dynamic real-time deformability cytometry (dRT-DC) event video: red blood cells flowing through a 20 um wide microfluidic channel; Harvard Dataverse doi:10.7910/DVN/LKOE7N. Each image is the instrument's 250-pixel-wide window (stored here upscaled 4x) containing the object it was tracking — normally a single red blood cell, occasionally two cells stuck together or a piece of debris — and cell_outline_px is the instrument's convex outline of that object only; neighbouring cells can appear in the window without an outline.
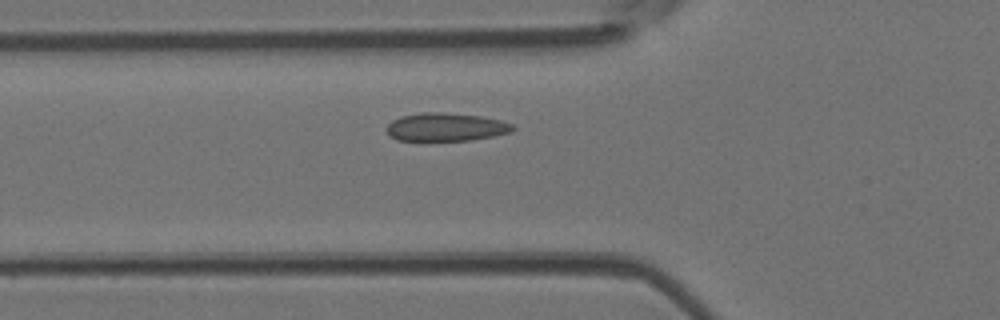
{"species": "Egyptian fruit bat (a non-hibernating species)", "species_latin": "Rousettus aegyptiacus", "temperature_condition": "room temperature", "stored_images_in_passage": 35, "camera_frame_rate_fps": 3000, "um_per_image_px": 0.085, "animal": {"sex": "female"}, "frame": {"image": 1, "passage_image": 5, "time_ms": 1.333, "image_size_px": [1000, 320], "cell_outline_px": [[516, 128], [512, 132], [472, 140], [396, 140], [388, 136], [388, 124], [392, 120], [400, 116], [420, 112], [440, 112], [480, 116], [500, 120], [512, 124]], "centroid_in_image_um": [37.89, 10.79], "position_along_channel_um": 87.9, "area_um2": 20.69}}
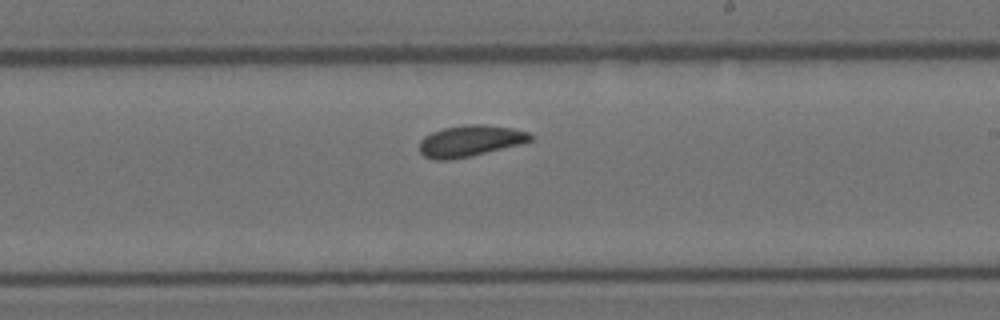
{"frame": {"image": 2, "passage_image": 17, "time_ms": 5.333, "image_size_px": [1000, 320], "cell_outline_px": [[532, 140], [520, 144], [472, 156], [448, 160], [436, 160], [424, 156], [420, 152], [420, 140], [424, 136], [432, 132], [444, 128], [464, 124], [484, 124], [512, 128], [528, 132], [532, 136]], "centroid_in_image_um": [39.94, 11.97], "position_along_channel_um": 249.1, "area_um2": 20.23}}
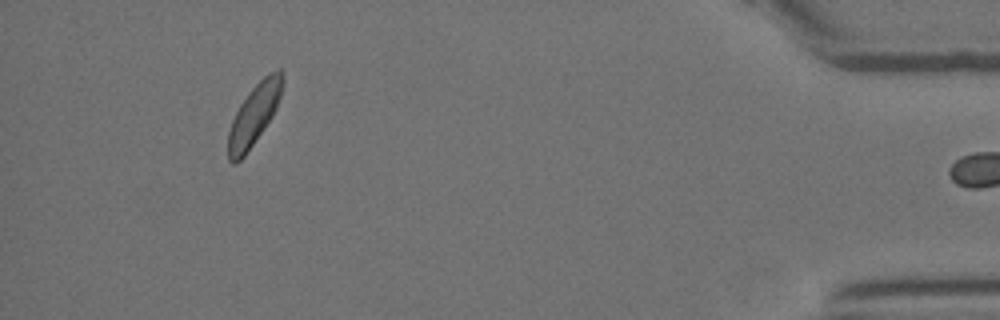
{"frame": {"image": 3, "passage_image": 34, "time_ms": 11.0, "image_size_px": [1000, 320], "cell_outline_px": [[284, 84], [276, 108], [272, 116], [244, 156], [236, 164], [232, 164], [228, 160], [228, 132], [232, 120], [240, 104], [248, 92], [268, 72], [276, 68], [280, 68], [284, 72]], "centroid_in_image_um": [21.61, 9.7], "position_along_channel_um": 413.6, "area_um2": 19.31}, "authors_computed_cell_mechanics": {"area_um2": 19.9988, "velocity_mm_per_s": 4.0193, "shape_relaxation_time_tau1_ms": 5.3467, "shape_relaxation_time_tau2_ms": null, "deformation_change_tau1": 0.0896, "deformation_change_tau2": null}}